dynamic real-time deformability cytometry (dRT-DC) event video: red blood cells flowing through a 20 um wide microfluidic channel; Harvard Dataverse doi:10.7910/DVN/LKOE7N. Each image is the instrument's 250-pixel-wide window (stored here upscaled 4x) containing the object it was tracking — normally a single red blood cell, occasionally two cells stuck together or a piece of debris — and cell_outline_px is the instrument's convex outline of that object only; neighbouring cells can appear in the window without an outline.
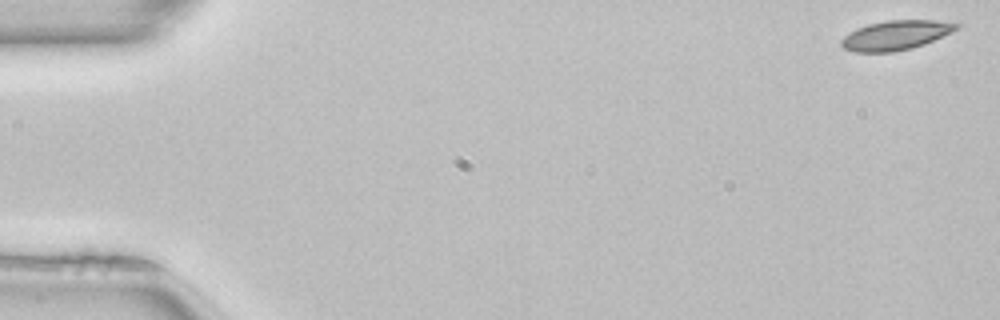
{"species": "common noctule bat (a hibernating species)", "species_latin": "Nyctalus noctula", "temperature_condition": "room temperature", "stored_images_in_passage": 8, "camera_frame_rate_fps": 3000, "um_per_image_px": 0.085, "animal": {"sex": "female", "body_mass_g": 22.7, "forearm_length_mm": 54.2}, "frame": {"image": 1, "passage_image": 1, "time_ms": 0.0, "image_size_px": [1000, 320], "cell_outline_px": [[960, 24], [952, 32], [924, 44], [912, 48], [892, 52], [856, 52], [844, 48], [840, 44], [840, 40], [844, 36], [856, 28], [868, 24], [888, 20], [936, 20]], "centroid_in_image_um": [76.11, 2.99], "position_along_channel_um": 8.9, "area_um2": 19.65}}